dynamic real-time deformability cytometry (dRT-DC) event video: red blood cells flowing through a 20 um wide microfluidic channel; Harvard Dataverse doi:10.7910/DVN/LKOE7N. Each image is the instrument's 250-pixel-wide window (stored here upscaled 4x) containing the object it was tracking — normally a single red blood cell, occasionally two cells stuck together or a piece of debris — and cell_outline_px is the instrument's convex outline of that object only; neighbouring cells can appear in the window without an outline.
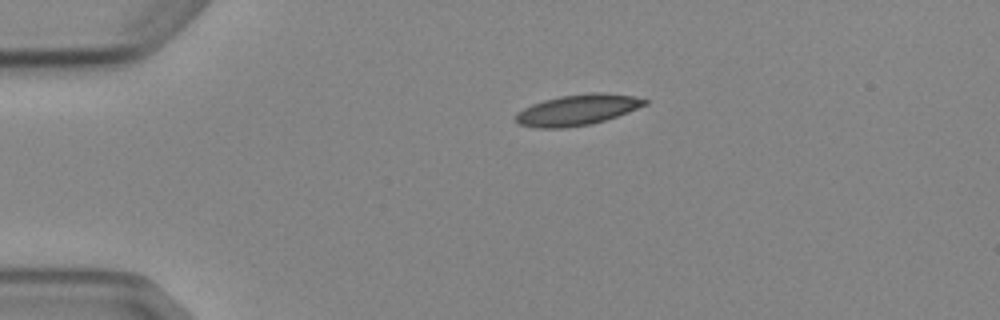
{"species": "Egyptian fruit bat (a non-hibernating species)", "species_latin": "Rousettus aegyptiacus", "temperature_condition": "cold", "stored_images_in_passage": 2, "camera_frame_rate_fps": 3000, "um_per_image_px": 0.085, "animal": {"sex": "female"}, "frame": {"image": 1, "passage_image": 1, "time_ms": 0.0, "image_size_px": [1000, 320], "cell_outline_px": [[648, 104], [628, 112], [592, 124], [564, 128], [536, 128], [520, 124], [516, 120], [516, 112], [532, 104], [544, 100], [560, 96], [588, 92], [604, 92], [636, 96], [648, 100]], "centroid_in_image_um": [49.1, 9.33], "position_along_channel_um": 35.9, "area_um2": 23.24}}